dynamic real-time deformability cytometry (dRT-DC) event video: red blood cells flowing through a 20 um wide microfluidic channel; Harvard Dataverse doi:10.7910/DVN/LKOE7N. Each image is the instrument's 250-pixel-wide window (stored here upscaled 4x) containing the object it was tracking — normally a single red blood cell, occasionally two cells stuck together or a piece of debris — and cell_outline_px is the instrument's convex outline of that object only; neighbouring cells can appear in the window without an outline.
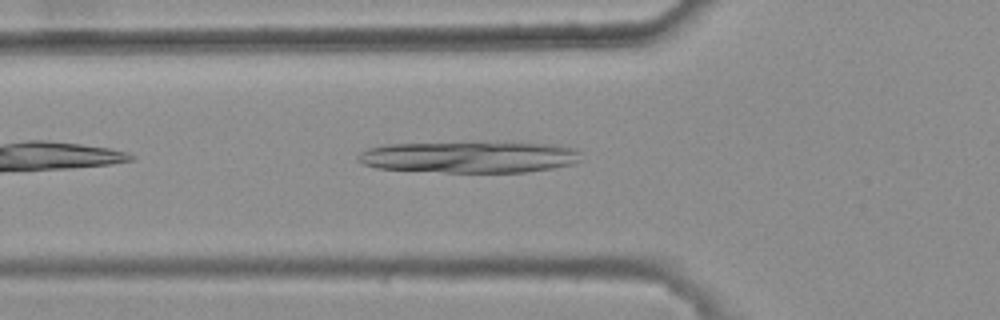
{"species": "common noctule bat (a hibernating species)", "species_latin": "Nyctalus noctula", "temperature_condition": "warm", "stored_images_in_passage": 31, "camera_frame_rate_fps": 3000, "um_per_image_px": 0.085, "animal": {"sex": "female", "body_mass_g": 25.1}, "frame": {"image": 1, "passage_image": 5, "time_ms": 1.333, "image_size_px": [1000, 320], "cell_outline_px": [[580, 160], [576, 164], [552, 168], [524, 172], [444, 172], [376, 168], [364, 164], [356, 160], [356, 156], [360, 152], [368, 148], [384, 144], [508, 140], [560, 144], [576, 148], [580, 152]], "centroid_in_image_um": [39.99, 13.3], "position_along_channel_um": 85.8, "area_um2": 42.77}}
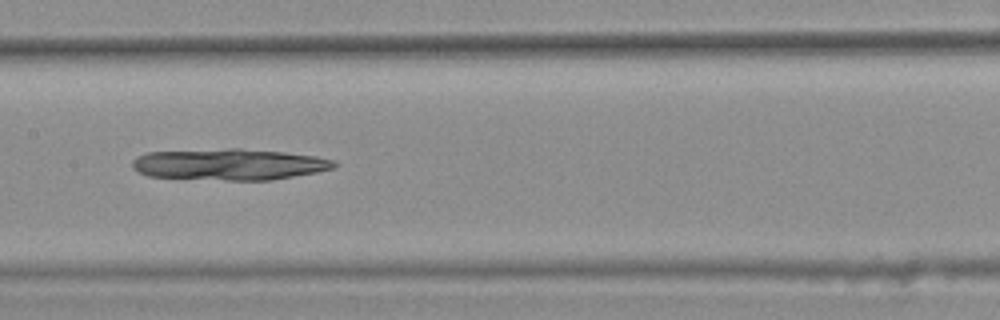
{"frame": {"image": 2, "passage_image": 13, "time_ms": 4.0, "image_size_px": [1000, 320], "cell_outline_px": [[336, 168], [316, 172], [272, 180], [224, 180], [148, 176], [136, 172], [132, 168], [132, 160], [136, 156], [148, 152], [228, 148], [240, 148], [284, 152], [316, 156], [336, 160]], "centroid_in_image_um": [19.48, 13.97], "position_along_channel_um": 187.9, "area_um2": 37.11}}
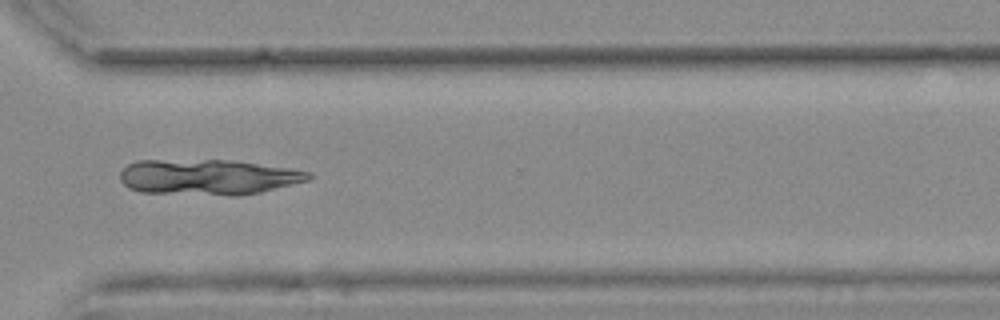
{"frame": {"image": 3, "passage_image": 26, "time_ms": 8.333, "image_size_px": [1000, 320], "cell_outline_px": [[312, 176], [308, 180], [260, 192], [240, 196], [228, 196], [140, 192], [128, 188], [120, 180], [120, 172], [128, 164], [136, 160], [232, 160], [288, 168], [312, 172]], "centroid_in_image_um": [17.65, 15.06], "position_along_channel_um": 352.9, "area_um2": 39.25}}